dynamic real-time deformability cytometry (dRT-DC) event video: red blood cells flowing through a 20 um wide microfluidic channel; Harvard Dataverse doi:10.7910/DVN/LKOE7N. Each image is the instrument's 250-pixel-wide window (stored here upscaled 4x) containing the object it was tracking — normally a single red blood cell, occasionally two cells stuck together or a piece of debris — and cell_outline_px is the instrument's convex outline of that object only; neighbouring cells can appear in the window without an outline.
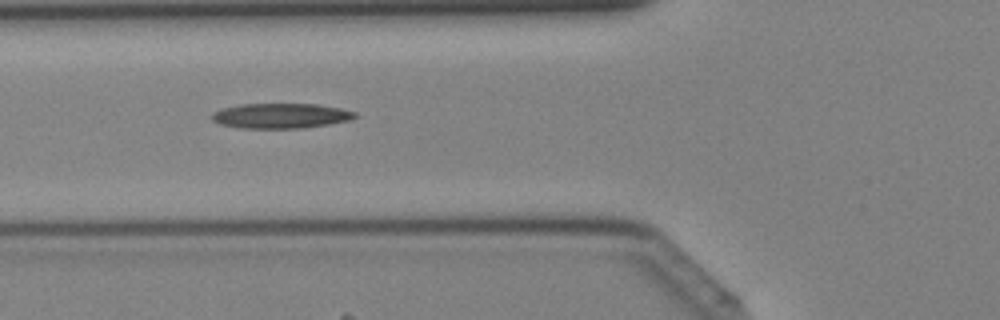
{"species": "Egyptian fruit bat (a non-hibernating species)", "species_latin": "Rousettus aegyptiacus", "temperature_condition": "cold", "stored_images_in_passage": 32, "camera_frame_rate_fps": 3000, "um_per_image_px": 0.085, "animal": {"sex": "female"}, "frame": {"image": 1, "passage_image": 6, "time_ms": 1.667, "image_size_px": [1000, 320], "cell_outline_px": [[356, 116], [352, 120], [328, 124], [300, 128], [240, 128], [220, 124], [212, 120], [212, 112], [220, 108], [240, 104], [316, 104], [340, 108], [356, 112]], "centroid_in_image_um": [23.84, 9.84], "position_along_channel_um": 102.0, "area_um2": 20.92}}
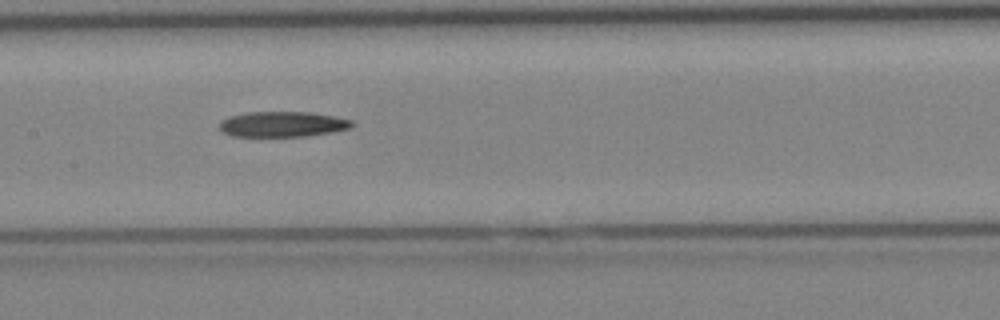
{"frame": {"image": 2, "passage_image": 11, "time_ms": 3.333, "image_size_px": [1000, 320], "cell_outline_px": [[356, 124], [348, 128], [332, 132], [308, 136], [232, 136], [224, 132], [220, 128], [220, 124], [224, 120], [232, 116], [248, 112], [308, 112], [332, 116], [352, 120]], "centroid_in_image_um": [24.06, 10.56], "position_along_channel_um": 183.3, "area_um2": 19.31}}
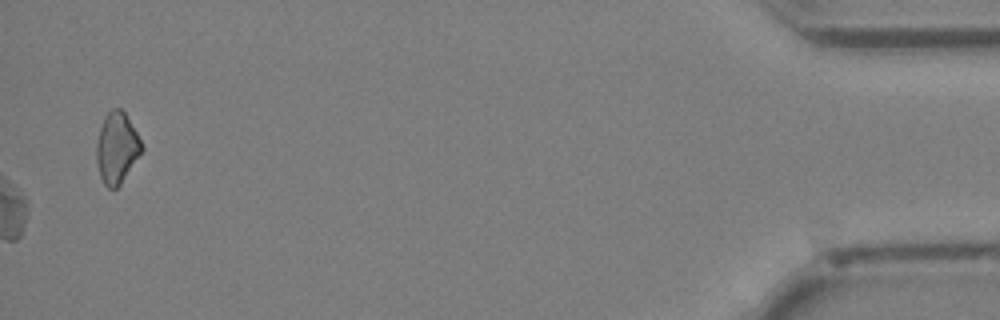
{"frame": {"image": 3, "passage_image": 31, "time_ms": 10.0, "image_size_px": [1000, 320], "cell_outline_px": [[144, 148], [120, 184], [116, 188], [108, 188], [104, 184], [100, 176], [96, 160], [96, 144], [100, 128], [104, 116], [112, 108], [120, 108], [124, 112], [136, 132]], "centroid_in_image_um": [9.91, 12.56], "position_along_channel_um": 425.3, "area_um2": 18.44}}